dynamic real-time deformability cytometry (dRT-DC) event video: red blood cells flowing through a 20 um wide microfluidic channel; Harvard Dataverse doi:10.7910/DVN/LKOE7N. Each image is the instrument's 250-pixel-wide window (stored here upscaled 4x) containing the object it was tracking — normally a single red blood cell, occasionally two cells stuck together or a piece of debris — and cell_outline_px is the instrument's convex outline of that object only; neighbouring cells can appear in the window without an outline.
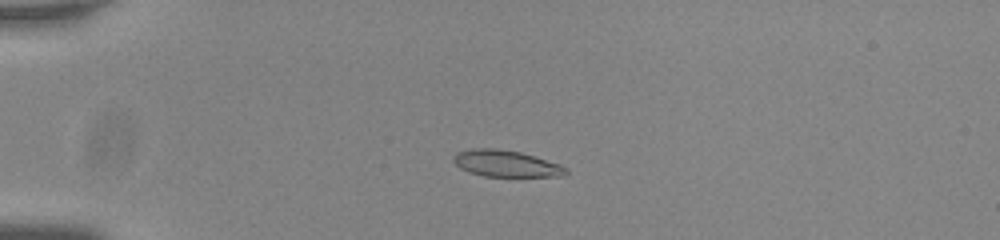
{"species": "common noctule bat (a hibernating species)", "species_latin": "Nyctalus noctula", "temperature_condition": "room temperature", "stored_images_in_passage": 44, "camera_frame_rate_fps": 3000, "um_per_image_px": 0.085, "animal": {"sex": "male", "body_mass_g": 20.0, "forearm_length_mm": 53.3}, "frame": {"image": 1, "passage_image": 3, "time_ms": 0.667, "image_size_px": [1000, 240], "cell_outline_px": [[568, 172], [564, 176], [484, 176], [468, 172], [460, 168], [452, 160], [452, 156], [456, 152], [472, 148], [496, 148], [520, 152], [560, 164], [568, 168]], "centroid_in_image_um": [42.98, 13.9], "position_along_channel_um": 42.0, "area_um2": 17.46}}
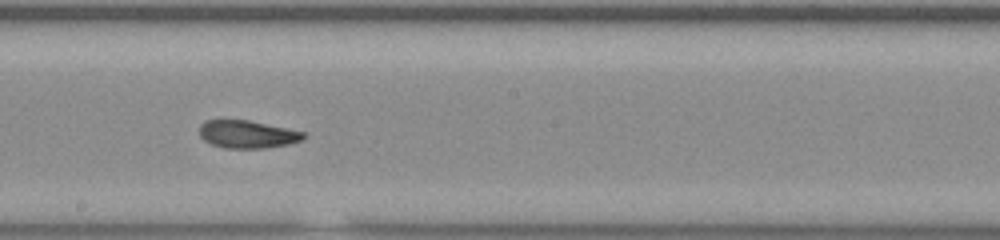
{"frame": {"image": 2, "passage_image": 21, "time_ms": 6.667, "image_size_px": [1000, 240], "cell_outline_px": [[308, 136], [300, 140], [288, 144], [264, 148], [224, 148], [212, 144], [204, 140], [200, 136], [200, 124], [204, 120], [248, 120], [304, 132]], "centroid_in_image_um": [21.0, 11.41], "position_along_channel_um": 227.2, "area_um2": 16.7}}
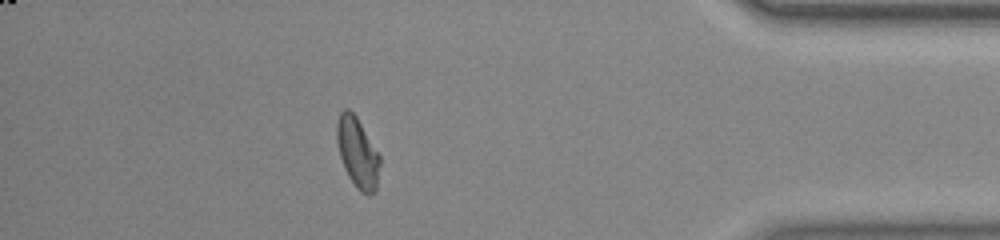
{"frame": {"image": 3, "passage_image": 38, "time_ms": 12.333, "image_size_px": [1000, 240], "cell_outline_px": [[380, 164], [376, 188], [368, 196], [360, 192], [356, 188], [348, 176], [344, 168], [340, 156], [336, 140], [336, 124], [340, 112], [344, 108], [348, 108], [356, 116], [380, 156]], "centroid_in_image_um": [30.37, 12.97], "position_along_channel_um": 404.8, "area_um2": 17.57}, "authors_computed_cell_mechanics": {"area_um2": 17.4267, "velocity_mm_per_s": 3.7663, "shape_relaxation_time_tau1_ms": 4.5287, "shape_relaxation_time_tau2_ms": 2.0828, "deformation_change_tau1": 0.155, "deformation_change_tau2": 0.0855}}